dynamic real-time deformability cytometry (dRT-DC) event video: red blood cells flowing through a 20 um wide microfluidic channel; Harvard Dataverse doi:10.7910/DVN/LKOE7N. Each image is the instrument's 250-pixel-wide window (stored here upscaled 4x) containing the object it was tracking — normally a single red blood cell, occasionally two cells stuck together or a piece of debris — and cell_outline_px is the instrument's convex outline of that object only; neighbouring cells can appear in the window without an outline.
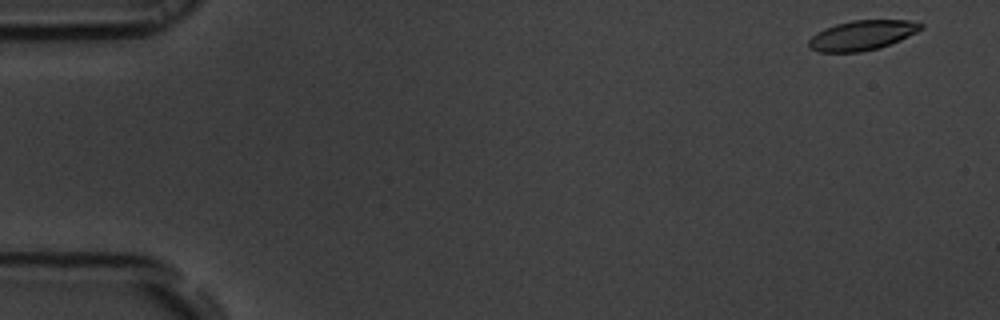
{"species": "common noctule bat (a hibernating species)", "species_latin": "Nyctalus noctula", "temperature_condition": "room temperature", "stored_images_in_passage": 53, "camera_frame_rate_fps": 3000, "um_per_image_px": 0.085, "animal": {"sex": "male", "body_mass_g": 19.5, "forearm_length_mm": 54.6}, "frame": {"image": 1, "passage_image": 1, "time_ms": 0.0, "image_size_px": [1000, 320], "cell_outline_px": [[924, 28], [900, 40], [880, 48], [860, 52], [820, 52], [812, 48], [808, 44], [808, 40], [816, 32], [824, 28], [836, 24], [852, 20], [908, 20], [924, 24]], "centroid_in_image_um": [73.29, 2.99], "position_along_channel_um": 11.7, "area_um2": 19.48}}
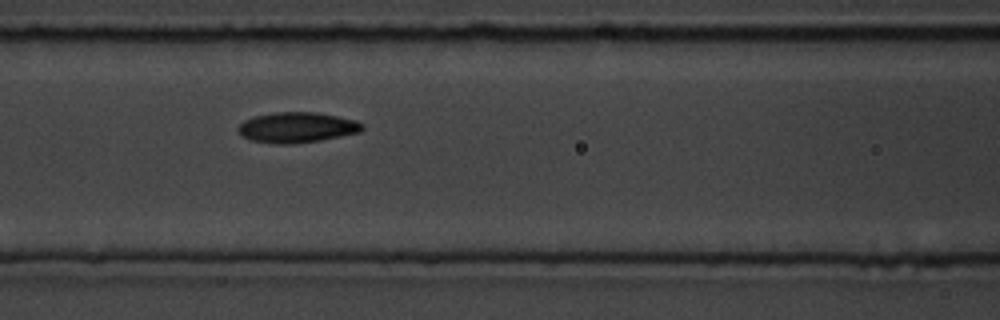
{"frame": {"image": 2, "passage_image": 22, "time_ms": 7.0, "image_size_px": [1000, 320], "cell_outline_px": [[364, 128], [360, 132], [320, 140], [292, 144], [280, 144], [248, 140], [240, 136], [236, 128], [244, 120], [252, 116], [276, 112], [316, 112], [356, 120], [364, 124]], "centroid_in_image_um": [25.2, 10.83], "position_along_channel_um": 141.4, "area_um2": 22.2}}
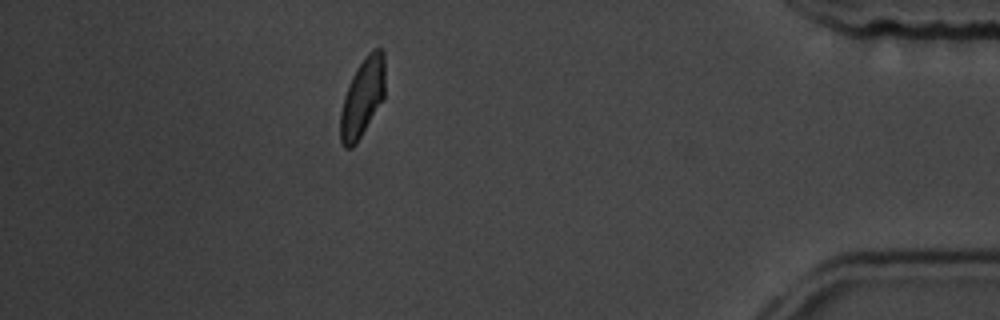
{"frame": {"image": 3, "passage_image": 47, "time_ms": 15.333, "image_size_px": [1000, 320], "cell_outline_px": [[384, 100], [356, 144], [352, 148], [344, 148], [340, 140], [340, 112], [344, 96], [348, 84], [356, 68], [368, 52], [372, 48], [380, 48], [384, 52]], "centroid_in_image_um": [30.81, 8.3], "position_along_channel_um": 404.4, "area_um2": 20.75}, "authors_computed_cell_mechanics": {"area_um2": 20.519, "velocity_mm_per_s": 3.716, "shape_relaxation_time_tau1_ms": 3.1371, "shape_relaxation_time_tau2_ms": 3.1866, "deformation_change_tau1": 0.1137, "deformation_change_tau2": 0.076}}